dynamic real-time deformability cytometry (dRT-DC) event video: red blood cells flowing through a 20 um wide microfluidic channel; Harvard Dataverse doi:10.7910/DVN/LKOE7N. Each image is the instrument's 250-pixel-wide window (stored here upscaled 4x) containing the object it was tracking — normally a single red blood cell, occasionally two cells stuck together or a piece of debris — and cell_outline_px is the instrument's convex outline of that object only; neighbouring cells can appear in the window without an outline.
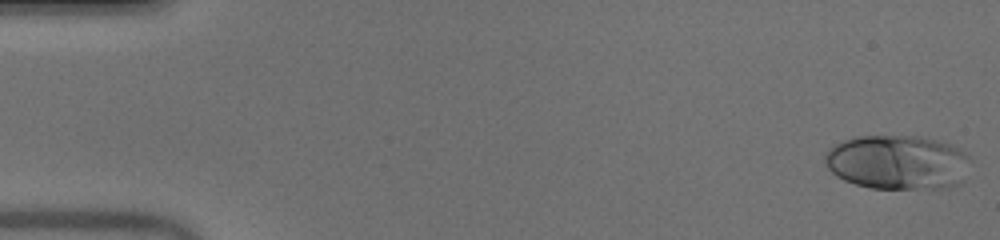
{"species": "human", "species_latin": "Homo sapiens", "temperature_condition": "warm", "stored_images_in_passage": 50, "camera_frame_rate_fps": 3000, "um_per_image_px": 0.085, "donor": {"sex": "male"}, "frame": {"image": 1, "passage_image": 1, "time_ms": 0.0, "image_size_px": [1000, 240], "cell_outline_px": [[968, 156], [964, 180], [960, 184], [948, 188], [872, 188], [856, 184], [844, 180], [836, 176], [828, 168], [824, 160], [824, 152], [828, 148], [852, 136], [920, 136], [940, 140], [952, 144], [960, 148]], "centroid_in_image_um": [76.28, 13.78], "position_along_channel_um": 8.7, "area_um2": 46.47}}
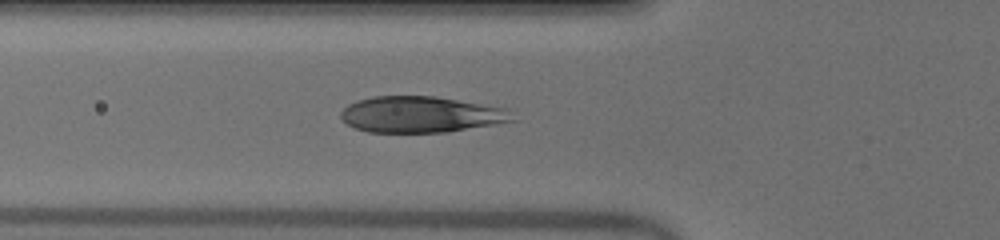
{"frame": {"image": 2, "passage_image": 18, "time_ms": 5.667, "image_size_px": [1000, 240], "cell_outline_px": [[520, 120], [448, 132], [368, 132], [356, 128], [348, 124], [340, 116], [340, 112], [348, 104], [356, 100], [372, 96], [436, 96], [508, 108]], "centroid_in_image_um": [35.84, 9.72], "position_along_channel_um": 90.0, "area_um2": 36.53}}
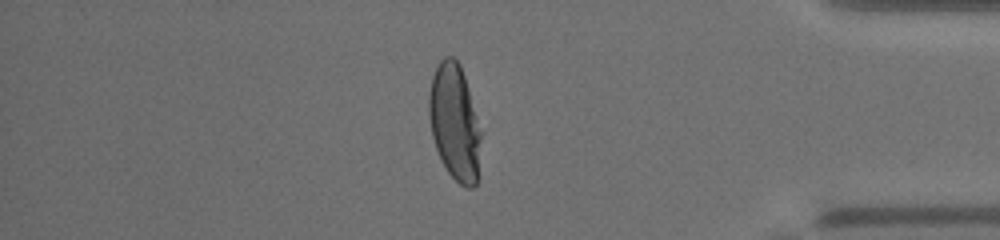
{"frame": {"image": 3, "passage_image": 43, "time_ms": 14.0, "image_size_px": [1000, 240], "cell_outline_px": [[484, 132], [480, 176], [476, 184], [472, 188], [468, 188], [460, 184], [448, 172], [440, 160], [432, 136], [428, 116], [428, 92], [432, 76], [440, 60], [444, 56], [452, 56], [460, 64]], "centroid_in_image_um": [38.7, 10.45], "position_along_channel_um": 396.5, "area_um2": 36.7}, "authors_computed_cell_mechanics": {"area_um2": 37.6278, "velocity_mm_per_s": 4.03, "shape_relaxation_time_tau1_ms": 3.638, "shape_relaxation_time_tau2_ms": null, "deformation_change_tau1": 0.2352, "deformation_change_tau2": null}}